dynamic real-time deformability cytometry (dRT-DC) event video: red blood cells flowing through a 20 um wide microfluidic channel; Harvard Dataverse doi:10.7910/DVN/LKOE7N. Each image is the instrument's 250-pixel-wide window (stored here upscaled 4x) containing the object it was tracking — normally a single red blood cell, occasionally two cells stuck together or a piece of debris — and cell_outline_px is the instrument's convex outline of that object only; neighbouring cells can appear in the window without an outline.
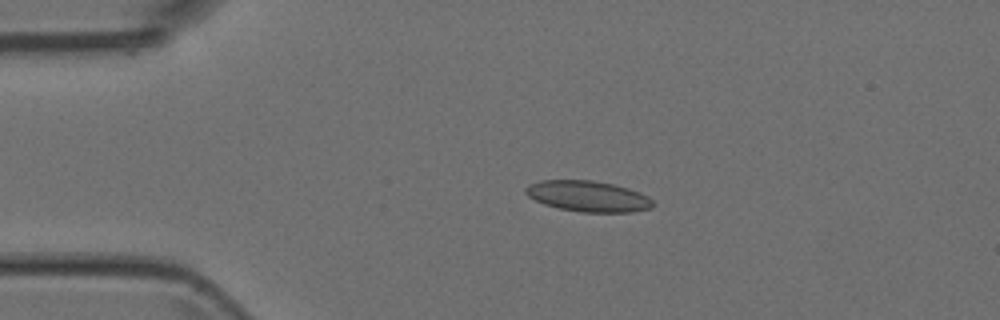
{"species": "Egyptian fruit bat (a non-hibernating species)", "species_latin": "Rousettus aegyptiacus", "temperature_condition": "room temperature", "stored_images_in_passage": 28, "camera_frame_rate_fps": 3000, "um_per_image_px": 0.085, "animal": {"sex": "female"}, "frame": {"image": 1, "passage_image": 1, "time_ms": 0.0, "image_size_px": [1000, 320], "cell_outline_px": [[652, 208], [632, 212], [580, 212], [560, 208], [544, 204], [528, 196], [524, 192], [524, 188], [528, 184], [540, 180], [592, 180], [612, 184], [628, 188], [640, 192], [648, 196], [652, 200]], "centroid_in_image_um": [49.96, 16.67], "position_along_channel_um": 35.0, "area_um2": 22.89}}
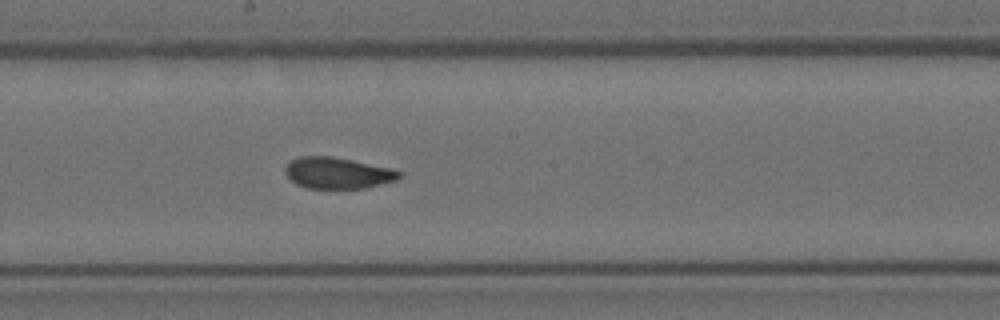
{"frame": {"image": 2, "passage_image": 17, "time_ms": 5.333, "image_size_px": [1000, 320], "cell_outline_px": [[400, 176], [396, 180], [364, 188], [308, 188], [296, 184], [284, 172], [284, 168], [292, 160], [300, 156], [332, 156], [392, 168], [400, 172]], "centroid_in_image_um": [28.68, 14.7], "position_along_channel_um": 219.5, "area_um2": 20.58}}
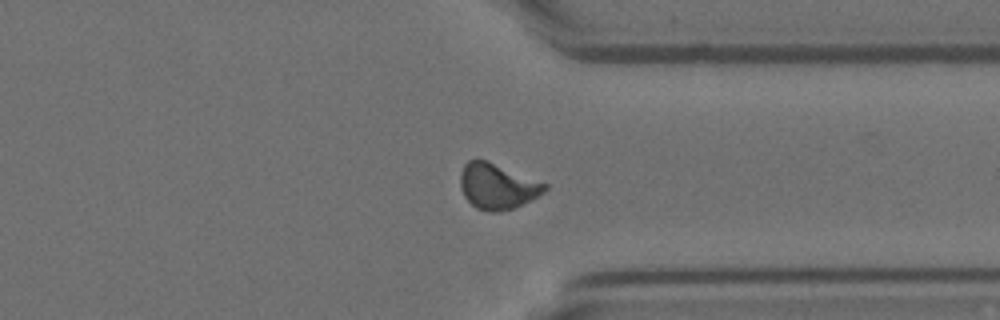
{"frame": {"image": 3, "passage_image": 28, "time_ms": 9.0, "image_size_px": [1000, 320], "cell_outline_px": [[548, 188], [544, 192], [532, 200], [512, 208], [496, 212], [492, 212], [476, 208], [464, 196], [460, 188], [460, 172], [464, 164], [468, 160], [488, 160], [548, 184]], "centroid_in_image_um": [42.27, 15.82], "position_along_channel_um": 369.1, "area_um2": 22.48}}